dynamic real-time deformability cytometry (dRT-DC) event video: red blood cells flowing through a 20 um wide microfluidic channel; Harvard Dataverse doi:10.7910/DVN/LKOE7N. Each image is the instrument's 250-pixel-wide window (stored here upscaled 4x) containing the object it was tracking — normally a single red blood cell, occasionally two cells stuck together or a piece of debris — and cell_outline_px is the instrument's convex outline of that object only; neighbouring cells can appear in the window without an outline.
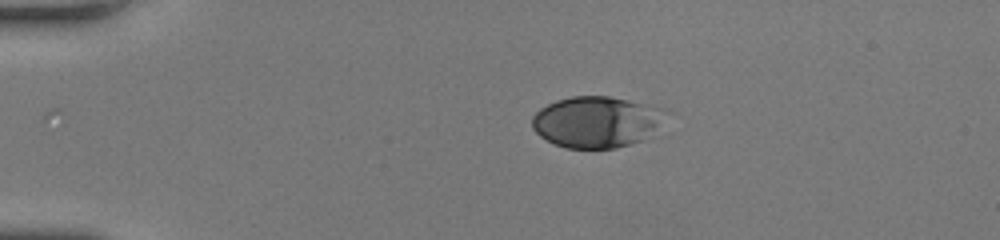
{"species": "human", "species_latin": "Homo sapiens", "temperature_condition": "room temperature", "stored_images_in_passage": 33, "camera_frame_rate_fps": 3000, "um_per_image_px": 0.085, "donor": {"sex": "female"}, "frame": {"image": 1, "passage_image": 1, "time_ms": 0.0, "image_size_px": [1000, 240], "cell_outline_px": [[664, 112], [656, 124], [644, 140], [616, 148], [564, 148], [540, 136], [532, 128], [532, 116], [540, 108], [556, 100], [572, 96], [608, 96], [656, 108]], "centroid_in_image_um": [50.55, 10.38], "position_along_channel_um": 34.4, "area_um2": 38.73}}
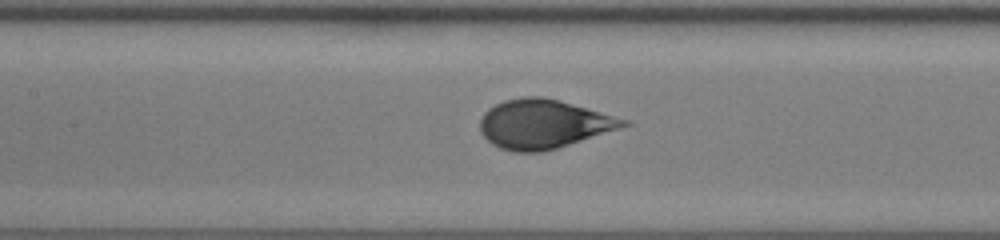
{"frame": {"image": 2, "passage_image": 15, "time_ms": 4.667, "image_size_px": [1000, 240], "cell_outline_px": [[632, 124], [620, 128], [544, 152], [512, 152], [500, 148], [492, 144], [480, 132], [480, 120], [484, 112], [488, 108], [504, 100], [524, 96], [540, 96], [556, 100], [600, 112], [628, 120]], "centroid_in_image_um": [46.14, 10.55], "position_along_channel_um": 161.3, "area_um2": 40.52}}
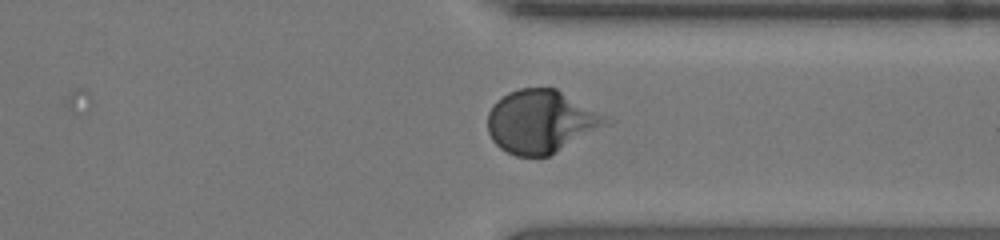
{"frame": {"image": 3, "passage_image": 30, "time_ms": 9.667, "image_size_px": [1000, 240], "cell_outline_px": [[616, 120], [548, 156], [516, 156], [500, 148], [492, 140], [488, 132], [488, 112], [492, 104], [496, 100], [508, 92], [520, 88], [556, 88]], "centroid_in_image_um": [46.0, 10.31], "position_along_channel_um": 365.4, "area_um2": 43.52}, "authors_computed_cell_mechanics": {"area_um2": 39.882, "velocity_mm_per_s": 4.0727, "shape_relaxation_time_tau1_ms": 6.7906, "shape_relaxation_time_tau2_ms": null, "deformation_change_tau1": 0.24, "deformation_change_tau2": null}}